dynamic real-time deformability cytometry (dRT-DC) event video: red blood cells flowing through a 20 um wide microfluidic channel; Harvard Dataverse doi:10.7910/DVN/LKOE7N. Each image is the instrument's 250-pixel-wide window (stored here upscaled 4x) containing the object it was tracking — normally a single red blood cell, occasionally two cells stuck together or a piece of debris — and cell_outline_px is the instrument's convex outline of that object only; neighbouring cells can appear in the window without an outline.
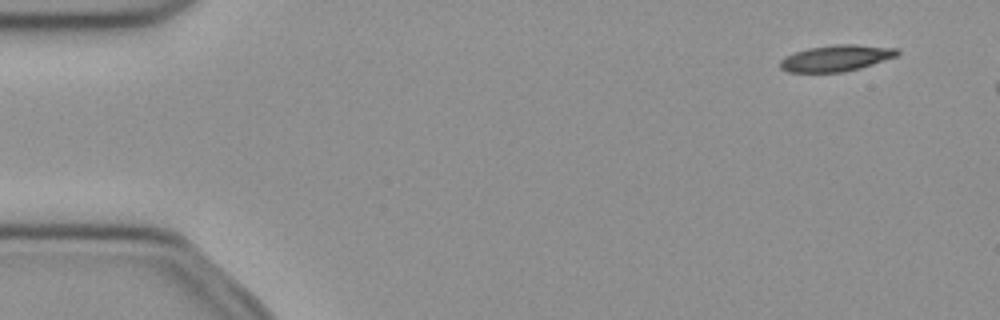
{"species": "common noctule bat (a hibernating species)", "species_latin": "Nyctalus noctula", "temperature_condition": "cold", "stored_images_in_passage": 5, "camera_frame_rate_fps": 3000, "um_per_image_px": 0.085, "animal": {"sex": "female", "body_mass_g": 21.9}, "frame": {"image": 1, "passage_image": 3, "time_ms": 0.667, "image_size_px": [1000, 320], "cell_outline_px": [[900, 52], [896, 56], [860, 68], [844, 72], [788, 72], [780, 68], [780, 60], [784, 56], [808, 48], [836, 44], [856, 44], [896, 48]], "centroid_in_image_um": [71.05, 4.94], "position_along_channel_um": 13.9, "area_um2": 17.86}}